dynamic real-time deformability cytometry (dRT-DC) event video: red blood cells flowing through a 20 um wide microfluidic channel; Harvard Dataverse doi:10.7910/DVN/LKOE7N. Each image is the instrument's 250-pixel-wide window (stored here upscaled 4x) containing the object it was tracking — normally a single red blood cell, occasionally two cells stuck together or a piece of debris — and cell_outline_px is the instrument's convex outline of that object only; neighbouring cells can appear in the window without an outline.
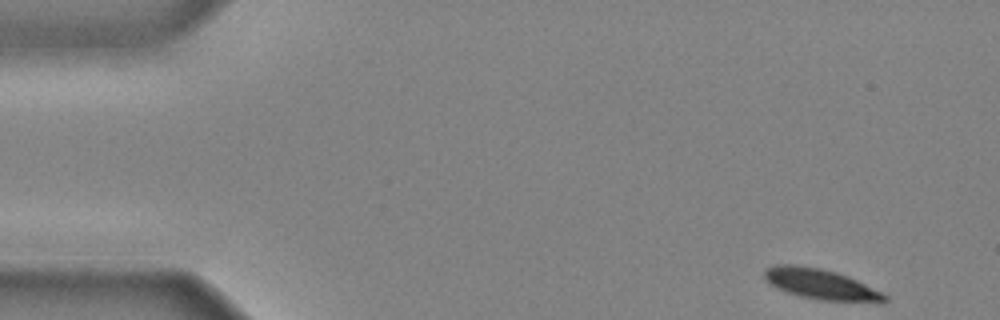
{"species": "common noctule bat (a hibernating species)", "species_latin": "Nyctalus noctula", "temperature_condition": "cold", "stored_images_in_passage": 41, "camera_frame_rate_fps": 3000, "um_per_image_px": 0.085, "animal": {"sex": "male", "body_mass_g": 20.4}, "frame": {"image": 1, "passage_image": 1, "time_ms": 0.0, "image_size_px": [1000, 320], "cell_outline_px": [[888, 300], [880, 304], [816, 300], [800, 296], [776, 288], [768, 284], [764, 280], [764, 268], [776, 264], [796, 264], [820, 268], [836, 272], [848, 276], [884, 292], [888, 296]], "centroid_in_image_um": [69.82, 24.18], "position_along_channel_um": 15.2, "area_um2": 22.2}}
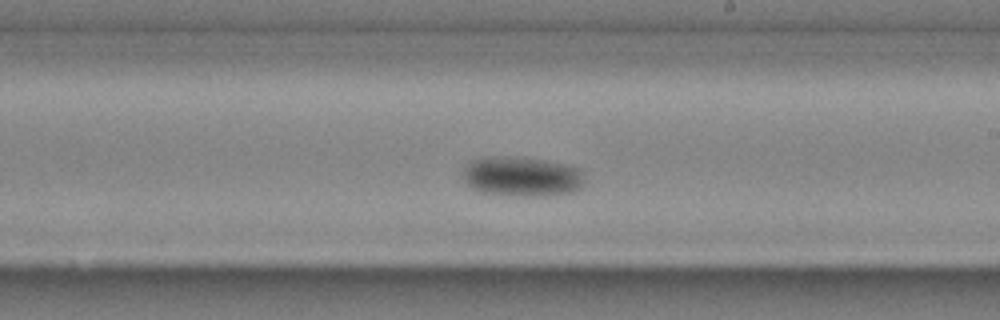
{"frame": {"image": 2, "passage_image": 24, "time_ms": 7.667, "image_size_px": [1000, 320], "cell_outline_px": [[584, 184], [580, 188], [572, 192], [548, 196], [520, 196], [484, 192], [472, 188], [464, 180], [464, 168], [472, 160], [484, 156], [512, 156], [544, 160], [568, 164], [580, 168], [584, 172]], "centroid_in_image_um": [44.41, 14.99], "position_along_channel_um": 244.6, "area_um2": 28.55}}
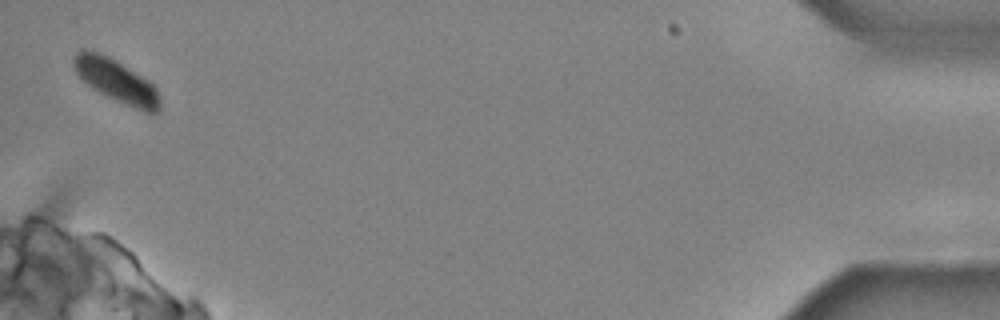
{"frame": {"image": 3, "passage_image": 41, "time_ms": 13.333, "image_size_px": [1000, 320], "cell_outline_px": [[160, 112], [144, 112], [116, 100], [92, 88], [76, 72], [72, 64], [72, 60], [76, 52], [80, 48], [84, 48], [100, 52], [108, 56], [148, 80], [156, 88], [160, 100]], "centroid_in_image_um": [9.87, 6.84], "position_along_channel_um": 425.3, "area_um2": 21.33}}